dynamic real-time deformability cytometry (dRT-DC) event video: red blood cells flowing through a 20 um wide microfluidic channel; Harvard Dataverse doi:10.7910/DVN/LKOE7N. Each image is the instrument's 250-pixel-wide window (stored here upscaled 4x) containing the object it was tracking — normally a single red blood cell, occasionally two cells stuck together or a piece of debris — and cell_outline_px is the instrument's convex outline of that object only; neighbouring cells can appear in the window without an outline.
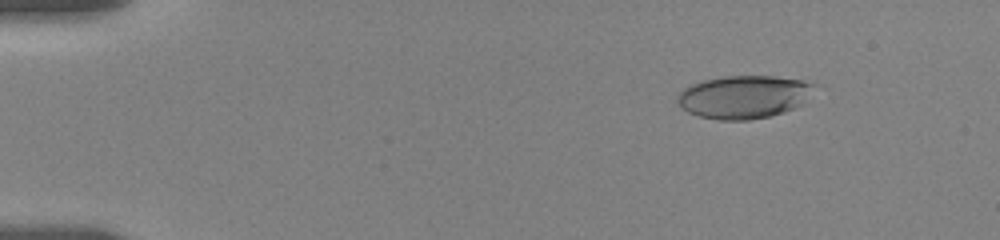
{"species": "human", "species_latin": "Homo sapiens", "temperature_condition": "room temperature", "stored_images_in_passage": 41, "camera_frame_rate_fps": 3000, "um_per_image_px": 0.085, "donor": {"sex": "female"}, "frame": {"image": 1, "passage_image": 6, "time_ms": 2.333, "image_size_px": [1000, 240], "cell_outline_px": [[816, 84], [804, 100], [796, 108], [784, 112], [768, 116], [748, 120], [720, 120], [700, 116], [688, 112], [676, 100], [676, 96], [684, 88], [692, 84], [704, 80], [724, 76], [772, 76], [804, 80]], "centroid_in_image_um": [63.21, 8.23], "position_along_channel_um": 21.8, "area_um2": 33.99}}
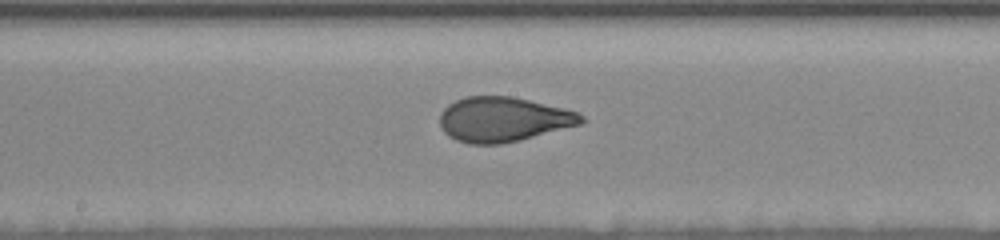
{"frame": {"image": 2, "passage_image": 22, "time_ms": 10.333, "image_size_px": [1000, 240], "cell_outline_px": [[588, 120], [584, 124], [520, 140], [500, 144], [468, 144], [456, 140], [448, 136], [440, 128], [440, 112], [448, 104], [456, 100], [468, 96], [512, 96], [576, 112], [584, 116]], "centroid_in_image_um": [42.77, 10.16], "position_along_channel_um": 205.4, "area_um2": 37.05}}
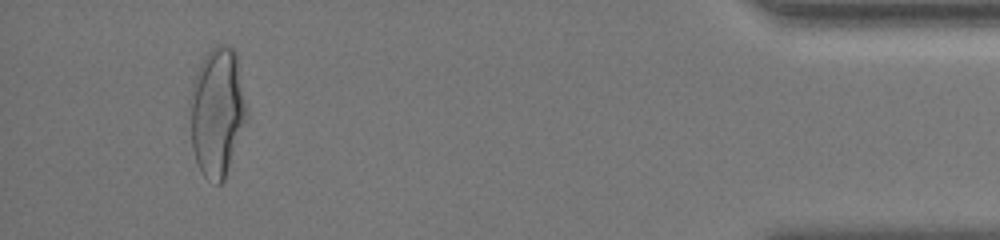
{"frame": {"image": 3, "passage_image": 37, "time_ms": 18.0, "image_size_px": [1000, 240], "cell_outline_px": [[248, 120], [224, 180], [220, 184], [216, 184], [208, 180], [200, 172], [192, 148], [188, 104], [188, 100], [192, 84], [196, 72], [200, 64], [208, 52], [216, 44], [224, 44], [232, 48], [236, 52], [248, 108]], "centroid_in_image_um": [18.46, 9.53], "position_along_channel_um": 416.7, "area_um2": 43.58}, "authors_computed_cell_mechanics": {"area_um2": 36.6452, "velocity_mm_per_s": 3.5322, "shape_relaxation_time_tau1_ms": 3.6146, "shape_relaxation_time_tau2_ms": 0.8281, "deformation_change_tau1": 0.1741, "deformation_change_tau2": 0.0647}}